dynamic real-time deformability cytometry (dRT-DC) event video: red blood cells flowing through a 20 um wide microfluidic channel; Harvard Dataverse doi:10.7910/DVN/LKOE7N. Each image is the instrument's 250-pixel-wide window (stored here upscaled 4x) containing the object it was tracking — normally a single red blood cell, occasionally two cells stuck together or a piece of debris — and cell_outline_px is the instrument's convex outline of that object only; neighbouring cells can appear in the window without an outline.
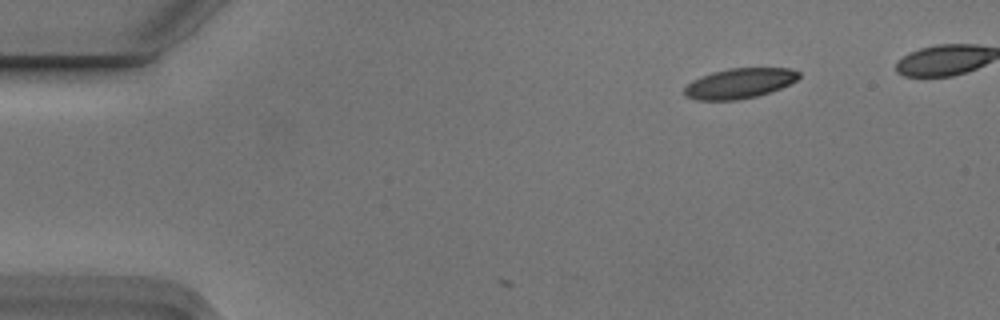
{"species": "Egyptian fruit bat (a non-hibernating species)", "species_latin": "Rousettus aegyptiacus", "temperature_condition": "cold", "stored_images_in_passage": 5, "segment_of_instrument_passage": [2, 2], "camera_frame_rate_fps": 3000, "um_per_image_px": 0.085, "animal": {"sex": "male"}, "frame": {"image": 1, "passage_image": 5, "time_ms": 1.333, "image_size_px": [1000, 320], "cell_outline_px": [[800, 76], [796, 80], [780, 88], [756, 96], [736, 100], [696, 100], [684, 96], [684, 88], [692, 80], [712, 72], [728, 68], [792, 68], [800, 72]], "centroid_in_image_um": [62.83, 7.08], "position_along_channel_um": 22.2, "area_um2": 20.06}}